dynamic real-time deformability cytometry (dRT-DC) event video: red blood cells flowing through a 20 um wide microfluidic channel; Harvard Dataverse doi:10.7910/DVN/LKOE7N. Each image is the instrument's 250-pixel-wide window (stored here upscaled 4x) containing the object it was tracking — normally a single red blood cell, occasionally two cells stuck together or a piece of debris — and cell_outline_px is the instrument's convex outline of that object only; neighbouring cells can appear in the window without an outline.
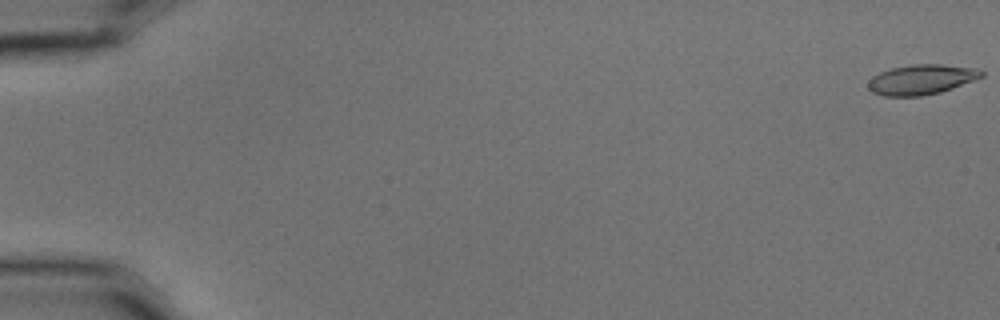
{"species": "common noctule bat (a hibernating species)", "species_latin": "Nyctalus noctula", "temperature_condition": "cold", "stored_images_in_passage": 5, "camera_frame_rate_fps": 3000, "um_per_image_px": 0.085, "animal": {"sex": "male", "body_mass_g": 15.6}, "frame": {"image": 1, "passage_image": 1, "time_ms": 0.0, "image_size_px": [1000, 320], "cell_outline_px": [[984, 76], [952, 88], [940, 92], [920, 96], [884, 96], [872, 92], [868, 88], [868, 80], [872, 76], [880, 72], [892, 68], [912, 64], [940, 64], [980, 68], [984, 72]], "centroid_in_image_um": [78.32, 6.75], "position_along_channel_um": 6.7, "area_um2": 19.88}}